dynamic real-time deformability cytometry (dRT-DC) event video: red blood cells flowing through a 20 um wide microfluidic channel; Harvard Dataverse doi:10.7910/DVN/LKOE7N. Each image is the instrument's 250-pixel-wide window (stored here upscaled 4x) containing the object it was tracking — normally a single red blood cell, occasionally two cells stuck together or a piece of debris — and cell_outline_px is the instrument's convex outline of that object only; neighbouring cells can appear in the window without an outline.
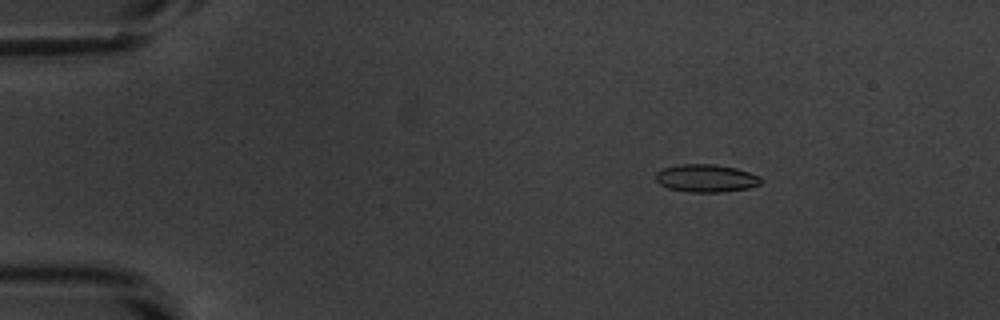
{"species": "common noctule bat (a hibernating species)", "species_latin": "Nyctalus noctula", "temperature_condition": "warm", "stored_images_in_passage": 54, "camera_frame_rate_fps": 3000, "um_per_image_px": 0.085, "animal": {"sex": "male", "body_mass_g": 20.1, "forearm_length_mm": 53.5}, "frame": {"image": 1, "passage_image": 9, "time_ms": 2.667, "image_size_px": [1000, 320], "cell_outline_px": [[760, 184], [748, 188], [724, 192], [688, 192], [668, 188], [660, 184], [656, 180], [656, 172], [664, 168], [680, 164], [712, 164], [736, 168], [760, 176]], "centroid_in_image_um": [60.0, 15.15], "position_along_channel_um": 25.0, "area_um2": 16.94}}
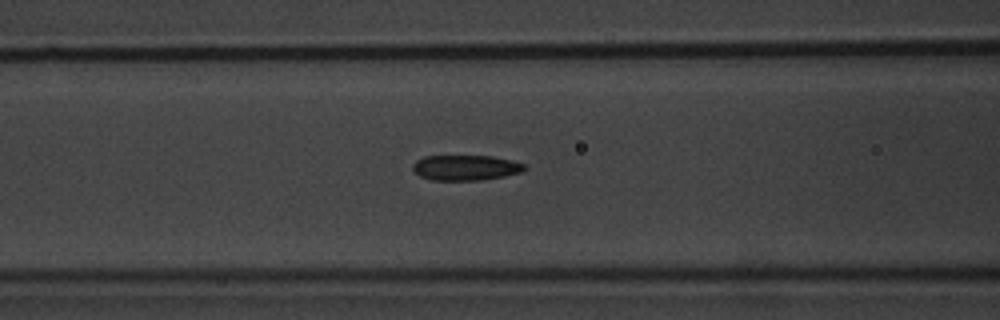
{"frame": {"image": 2, "passage_image": 23, "time_ms": 7.333, "image_size_px": [1000, 320], "cell_outline_px": [[528, 168], [524, 172], [484, 180], [432, 180], [420, 176], [412, 168], [412, 164], [416, 160], [424, 156], [492, 156], [512, 160], [524, 164]], "centroid_in_image_um": [39.61, 14.25], "position_along_channel_um": 127.0, "area_um2": 16.65}}
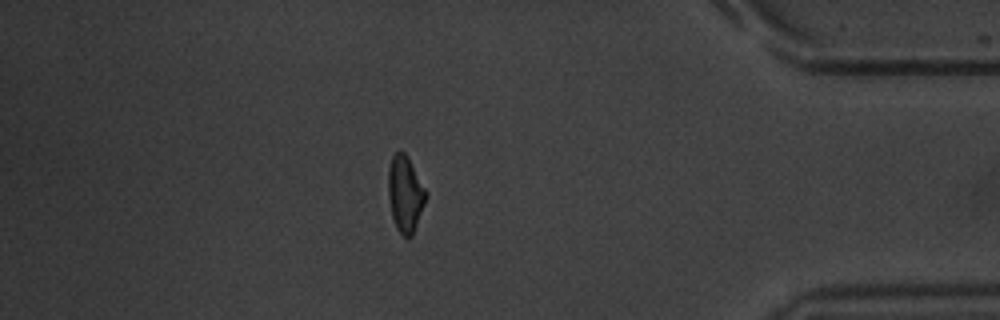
{"frame": {"image": 3, "passage_image": 47, "time_ms": 15.333, "image_size_px": [1000, 320], "cell_outline_px": [[428, 196], [412, 236], [408, 240], [396, 228], [392, 216], [388, 196], [388, 168], [392, 156], [400, 148], [408, 156], [428, 192]], "centroid_in_image_um": [34.45, 16.46], "position_along_channel_um": 400.7, "area_um2": 17.11}, "authors_computed_cell_mechanics": {"area_um2": 16.7042, "velocity_mm_per_s": 3.8452, "shape_relaxation_time_tau1_ms": 4.8513, "shape_relaxation_time_tau2_ms": 2.4234, "deformation_change_tau1": 0.1567, "deformation_change_tau2": 0.1044}}